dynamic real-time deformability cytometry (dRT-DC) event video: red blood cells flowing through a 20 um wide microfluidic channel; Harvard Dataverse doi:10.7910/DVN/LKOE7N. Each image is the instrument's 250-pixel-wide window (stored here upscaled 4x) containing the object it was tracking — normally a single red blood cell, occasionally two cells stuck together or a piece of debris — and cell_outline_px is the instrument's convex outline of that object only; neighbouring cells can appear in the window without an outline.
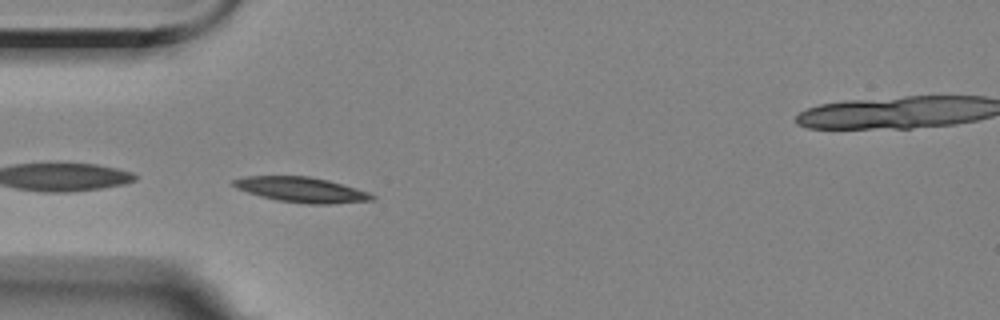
{"species": "Egyptian fruit bat (a non-hibernating species)", "species_latin": "Rousettus aegyptiacus", "temperature_condition": "room temperature", "stored_images_in_passage": 5, "camera_frame_rate_fps": 3000, "um_per_image_px": 0.085, "animal": {"sex": "female"}, "frame": {"image": 1, "passage_image": 4, "time_ms": 3.333, "image_size_px": [1000, 320], "cell_outline_px": [[376, 196], [372, 200], [332, 204], [308, 204], [276, 200], [260, 196], [236, 188], [232, 184], [232, 180], [244, 176], [308, 176], [328, 180], [356, 188], [368, 192]], "centroid_in_image_um": [25.61, 16.12], "position_along_channel_um": 59.4, "area_um2": 20.29}}